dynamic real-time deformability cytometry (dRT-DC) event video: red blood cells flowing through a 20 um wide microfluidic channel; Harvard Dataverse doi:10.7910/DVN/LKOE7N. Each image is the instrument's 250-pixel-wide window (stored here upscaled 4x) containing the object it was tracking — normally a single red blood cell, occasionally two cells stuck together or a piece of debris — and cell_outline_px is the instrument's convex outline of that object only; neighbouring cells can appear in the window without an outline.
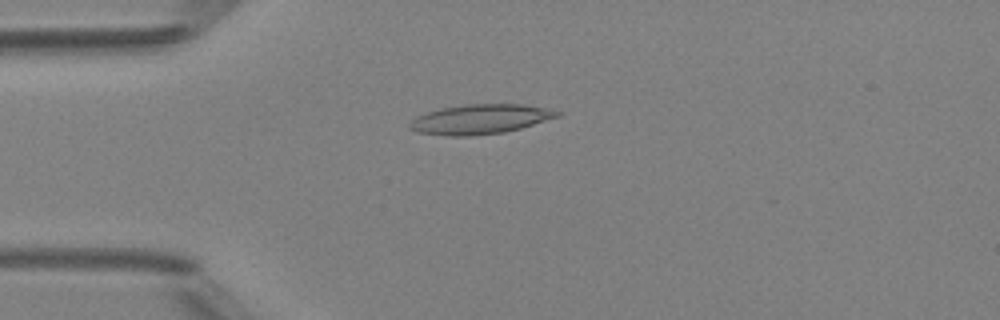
{"species": "Egyptian fruit bat (a non-hibernating species)", "species_latin": "Rousettus aegyptiacus", "temperature_condition": "room temperature", "stored_images_in_passage": 47, "camera_frame_rate_fps": 3000, "um_per_image_px": 0.085, "animal": {"sex": "female"}, "frame": {"image": 1, "passage_image": 13, "time_ms": 4.0, "image_size_px": [1000, 320], "cell_outline_px": [[564, 112], [560, 116], [520, 128], [504, 132], [472, 136], [448, 136], [416, 132], [408, 128], [408, 124], [416, 116], [440, 108], [464, 104], [524, 104], [552, 108]], "centroid_in_image_um": [40.84, 10.12], "position_along_channel_um": 44.2, "area_um2": 25.84}}
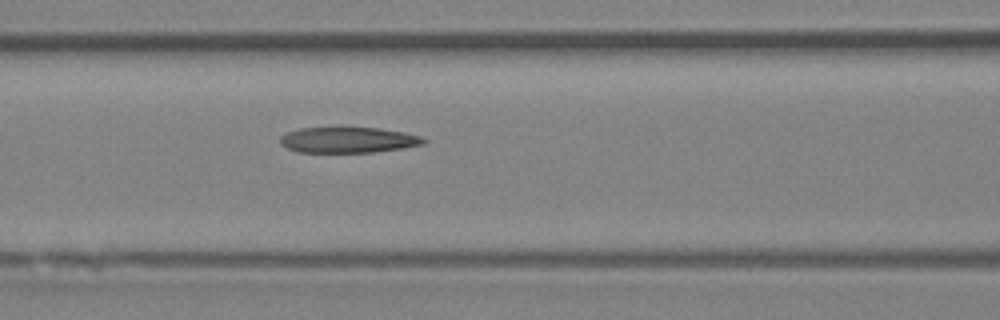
{"frame": {"image": 2, "passage_image": 21, "time_ms": 6.667, "image_size_px": [1000, 320], "cell_outline_px": [[428, 140], [424, 144], [404, 148], [376, 152], [296, 152], [280, 144], [280, 136], [288, 132], [300, 128], [344, 124], [348, 124], [380, 128], [404, 132], [420, 136]], "centroid_in_image_um": [29.59, 11.84], "position_along_channel_um": 137.0, "area_um2": 22.72}}
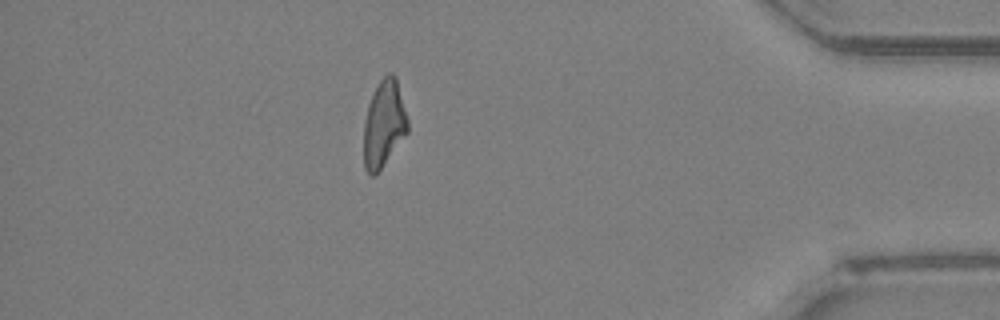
{"frame": {"image": 3, "passage_image": 43, "time_ms": 14.0, "image_size_px": [1000, 320], "cell_outline_px": [[408, 132], [380, 168], [372, 176], [364, 168], [364, 120], [368, 104], [380, 80], [388, 72], [392, 72], [396, 76], [408, 120]], "centroid_in_image_um": [32.63, 10.48], "position_along_channel_um": 402.6, "area_um2": 21.91}, "authors_computed_cell_mechanics": {"area_um2": 23.2934, "velocity_mm_per_s": 4.2196, "shape_relaxation_time_tau1_ms": null, "shape_relaxation_time_tau2_ms": 9.3036, "deformation_change_tau1": null, "deformation_change_tau2": 0.2608}}